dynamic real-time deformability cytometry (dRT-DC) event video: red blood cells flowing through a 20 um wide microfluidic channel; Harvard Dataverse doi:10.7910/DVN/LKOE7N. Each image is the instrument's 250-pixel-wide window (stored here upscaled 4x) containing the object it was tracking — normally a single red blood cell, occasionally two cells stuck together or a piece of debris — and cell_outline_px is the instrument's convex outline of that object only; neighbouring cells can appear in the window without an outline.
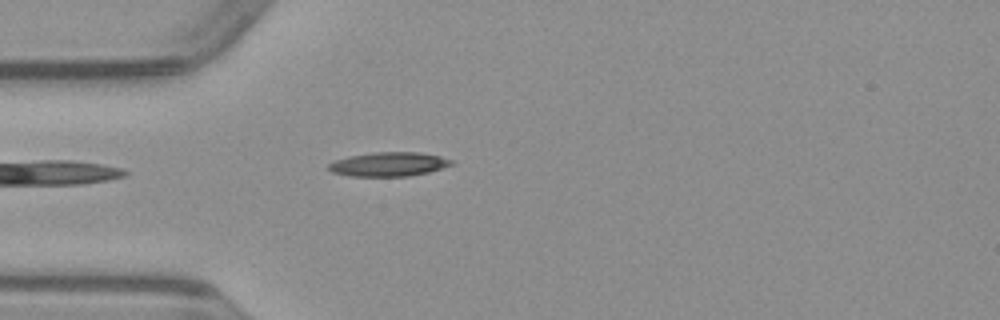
{"species": "common noctule bat (a hibernating species)", "species_latin": "Nyctalus noctula", "temperature_condition": "warm", "stored_images_in_passage": 37, "camera_frame_rate_fps": 3000, "um_per_image_px": 0.085, "animal": {"sex": "male", "body_mass_g": 23.1, "forearm_length_mm": 52.7}, "frame": {"image": 1, "passage_image": 1, "time_ms": 0.0, "image_size_px": [1000, 320], "cell_outline_px": [[456, 164], [428, 172], [408, 176], [352, 176], [332, 172], [328, 168], [328, 164], [336, 160], [352, 156], [372, 152], [420, 152], [440, 156], [452, 160]], "centroid_in_image_um": [33.09, 13.95], "position_along_channel_um": 51.9, "area_um2": 17.17}}
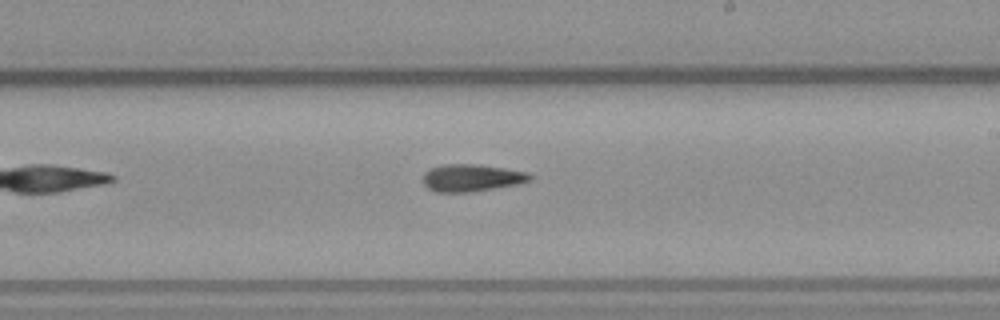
{"frame": {"image": 2, "passage_image": 16, "time_ms": 5.0, "image_size_px": [1000, 320], "cell_outline_px": [[532, 180], [520, 184], [468, 192], [436, 192], [428, 188], [424, 184], [424, 172], [432, 168], [444, 164], [476, 164], [504, 168], [528, 172], [532, 176]], "centroid_in_image_um": [40.12, 15.11], "position_along_channel_um": 248.9, "area_um2": 16.94}}
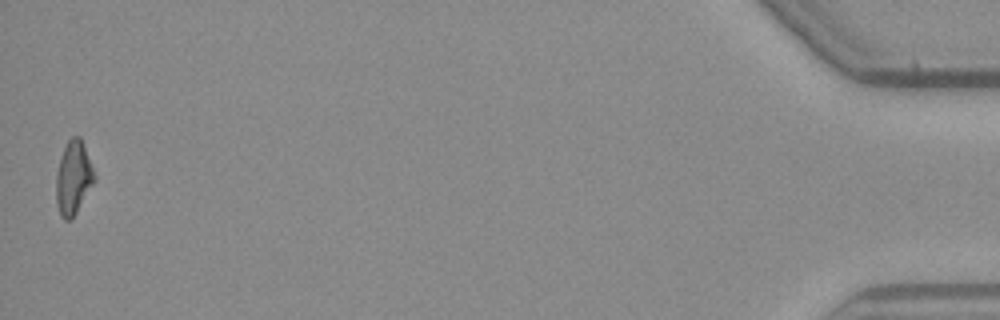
{"frame": {"image": 3, "passage_image": 37, "time_ms": 12.0, "image_size_px": [1000, 320], "cell_outline_px": [[96, 180], [76, 212], [68, 220], [64, 220], [60, 216], [56, 204], [56, 172], [64, 148], [68, 140], [72, 136], [80, 136], [96, 176]], "centroid_in_image_um": [6.23, 15.12], "position_along_channel_um": 429.0, "area_um2": 16.24}}